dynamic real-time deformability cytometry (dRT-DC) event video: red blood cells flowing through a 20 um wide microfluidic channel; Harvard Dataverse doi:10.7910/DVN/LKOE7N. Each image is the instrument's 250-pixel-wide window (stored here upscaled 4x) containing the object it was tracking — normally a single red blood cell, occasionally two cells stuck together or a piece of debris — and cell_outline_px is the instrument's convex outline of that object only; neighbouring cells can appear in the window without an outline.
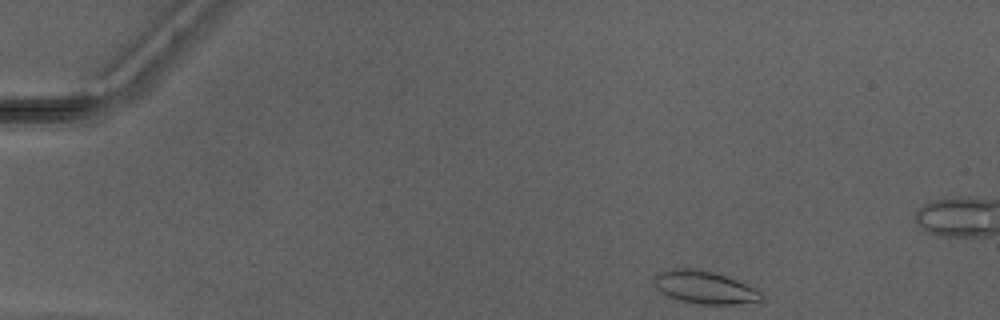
{"species": "Egyptian fruit bat (a non-hibernating species)", "species_latin": "Rousettus aegyptiacus", "temperature_condition": "warm", "stored_images_in_passage": 44, "camera_frame_rate_fps": 3000, "um_per_image_px": 0.085, "animal": {"sex": "male"}, "frame": {"image": 1, "passage_image": 1, "time_ms": 0.0, "image_size_px": [1000, 320], "cell_outline_px": [[764, 300], [760, 304], [696, 304], [680, 300], [668, 296], [660, 292], [656, 288], [652, 280], [652, 276], [660, 272], [676, 268], [692, 268], [712, 272], [736, 280], [756, 288], [764, 292]], "centroid_in_image_um": [59.96, 24.45], "position_along_channel_um": 25.0, "area_um2": 20.92}}
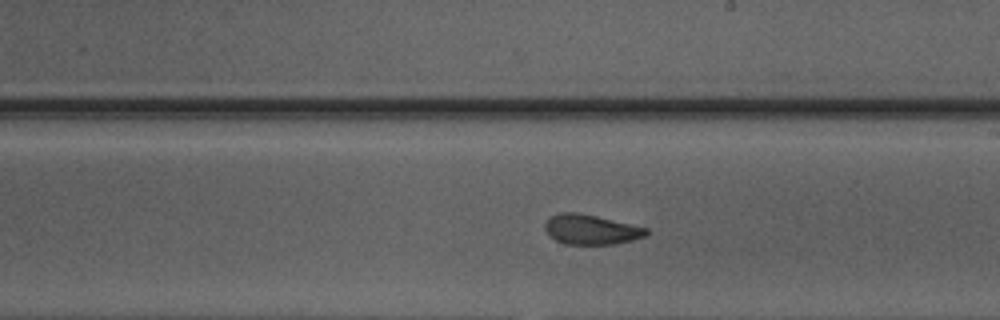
{"frame": {"image": 2, "passage_image": 23, "time_ms": 7.333, "image_size_px": [1000, 320], "cell_outline_px": [[648, 232], [644, 236], [632, 240], [616, 244], [568, 244], [556, 240], [544, 228], [544, 224], [548, 216], [560, 212], [576, 212], [596, 216], [648, 228]], "centroid_in_image_um": [50.21, 19.5], "position_along_channel_um": 238.8, "area_um2": 17.51}}
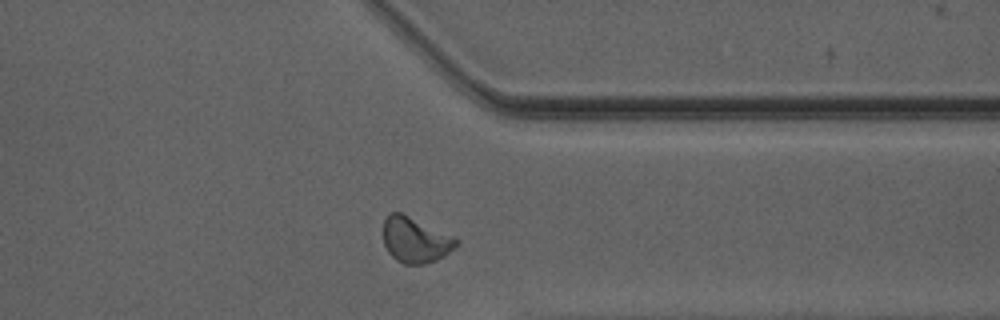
{"frame": {"image": 3, "passage_image": 33, "time_ms": 10.667, "image_size_px": [1000, 320], "cell_outline_px": [[460, 244], [444, 256], [436, 260], [424, 264], [404, 264], [396, 260], [388, 252], [384, 244], [384, 220], [388, 212], [400, 212], [452, 236], [460, 240]], "centroid_in_image_um": [35.3, 20.41], "position_along_channel_um": 376.1, "area_um2": 19.25}, "authors_computed_cell_mechanics": {"area_um2": 18.4671, "velocity_mm_per_s": 4.1823, "shape_relaxation_time_tau1_ms": 5.2467, "shape_relaxation_time_tau2_ms": 1.3758, "deformation_change_tau1": 0.1188, "deformation_change_tau2": 0.0685}}